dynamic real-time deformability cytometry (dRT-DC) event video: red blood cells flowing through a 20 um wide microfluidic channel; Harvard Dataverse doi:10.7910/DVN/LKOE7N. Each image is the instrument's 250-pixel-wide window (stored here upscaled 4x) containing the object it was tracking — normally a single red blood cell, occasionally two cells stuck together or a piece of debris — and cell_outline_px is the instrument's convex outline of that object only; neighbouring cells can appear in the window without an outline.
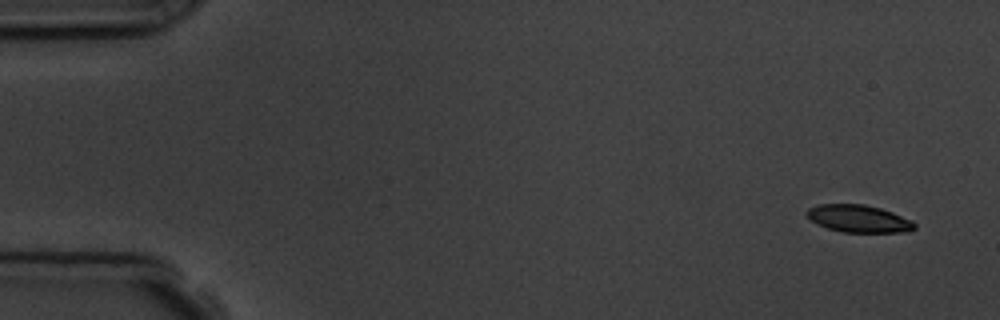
{"species": "common noctule bat (a hibernating species)", "species_latin": "Nyctalus noctula", "temperature_condition": "room temperature", "stored_images_in_passage": 6, "camera_frame_rate_fps": 3000, "um_per_image_px": 0.085, "animal": {"sex": "male", "body_mass_g": 19.5, "forearm_length_mm": 54.6}, "frame": {"image": 1, "passage_image": 1, "time_ms": 0.0, "image_size_px": [1000, 320], "cell_outline_px": [[916, 228], [908, 232], [844, 232], [828, 228], [816, 224], [804, 212], [808, 208], [820, 204], [864, 204], [880, 208], [892, 212], [912, 220], [916, 224]], "centroid_in_image_um": [73.0, 18.58], "position_along_channel_um": 12.0, "area_um2": 17.22}}
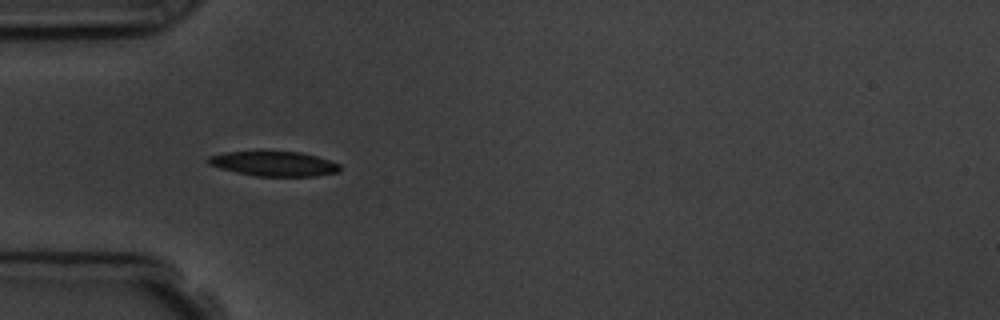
{"frame": {"image": 2, "passage_image": 5, "time_ms": 4.667, "image_size_px": [1000, 320], "cell_outline_px": [[340, 172], [316, 176], [256, 176], [236, 172], [220, 168], [208, 164], [208, 156], [224, 152], [300, 152], [316, 156], [340, 164]], "centroid_in_image_um": [23.3, 13.92], "position_along_channel_um": 61.7, "area_um2": 18.84}}